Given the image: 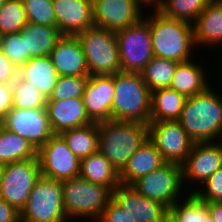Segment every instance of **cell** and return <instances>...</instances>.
<instances>
[{"instance_id": "cell-1", "label": "cell", "mask_w": 222, "mask_h": 222, "mask_svg": "<svg viewBox=\"0 0 222 222\" xmlns=\"http://www.w3.org/2000/svg\"><path fill=\"white\" fill-rule=\"evenodd\" d=\"M212 87L187 98L178 120L195 143L222 141V95Z\"/></svg>"}, {"instance_id": "cell-2", "label": "cell", "mask_w": 222, "mask_h": 222, "mask_svg": "<svg viewBox=\"0 0 222 222\" xmlns=\"http://www.w3.org/2000/svg\"><path fill=\"white\" fill-rule=\"evenodd\" d=\"M150 10L153 13L146 12L150 16L143 18L150 24L154 56L177 62L191 60L196 47L193 24L165 17L154 7Z\"/></svg>"}, {"instance_id": "cell-3", "label": "cell", "mask_w": 222, "mask_h": 222, "mask_svg": "<svg viewBox=\"0 0 222 222\" xmlns=\"http://www.w3.org/2000/svg\"><path fill=\"white\" fill-rule=\"evenodd\" d=\"M98 151L120 173L130 157L148 140V125L138 122L98 123Z\"/></svg>"}, {"instance_id": "cell-4", "label": "cell", "mask_w": 222, "mask_h": 222, "mask_svg": "<svg viewBox=\"0 0 222 222\" xmlns=\"http://www.w3.org/2000/svg\"><path fill=\"white\" fill-rule=\"evenodd\" d=\"M114 87L111 120L148 125L151 112V91L141 73L120 71L114 74Z\"/></svg>"}, {"instance_id": "cell-5", "label": "cell", "mask_w": 222, "mask_h": 222, "mask_svg": "<svg viewBox=\"0 0 222 222\" xmlns=\"http://www.w3.org/2000/svg\"><path fill=\"white\" fill-rule=\"evenodd\" d=\"M62 195L63 209L70 222L85 217L84 220L96 222L112 198V191L78 176L62 181Z\"/></svg>"}, {"instance_id": "cell-6", "label": "cell", "mask_w": 222, "mask_h": 222, "mask_svg": "<svg viewBox=\"0 0 222 222\" xmlns=\"http://www.w3.org/2000/svg\"><path fill=\"white\" fill-rule=\"evenodd\" d=\"M86 57L89 76L121 71L119 45L114 31L93 25L76 35Z\"/></svg>"}, {"instance_id": "cell-7", "label": "cell", "mask_w": 222, "mask_h": 222, "mask_svg": "<svg viewBox=\"0 0 222 222\" xmlns=\"http://www.w3.org/2000/svg\"><path fill=\"white\" fill-rule=\"evenodd\" d=\"M20 222H69L63 209L62 181L41 176L20 213Z\"/></svg>"}, {"instance_id": "cell-8", "label": "cell", "mask_w": 222, "mask_h": 222, "mask_svg": "<svg viewBox=\"0 0 222 222\" xmlns=\"http://www.w3.org/2000/svg\"><path fill=\"white\" fill-rule=\"evenodd\" d=\"M131 185L142 196L158 201L167 208L189 193L182 195L184 192L182 166L170 162H165L147 175L139 177Z\"/></svg>"}, {"instance_id": "cell-9", "label": "cell", "mask_w": 222, "mask_h": 222, "mask_svg": "<svg viewBox=\"0 0 222 222\" xmlns=\"http://www.w3.org/2000/svg\"><path fill=\"white\" fill-rule=\"evenodd\" d=\"M115 34L119 45L121 71L141 73L154 57L150 24L142 18Z\"/></svg>"}, {"instance_id": "cell-10", "label": "cell", "mask_w": 222, "mask_h": 222, "mask_svg": "<svg viewBox=\"0 0 222 222\" xmlns=\"http://www.w3.org/2000/svg\"><path fill=\"white\" fill-rule=\"evenodd\" d=\"M40 177L41 169L38 159L5 164L0 198L21 213L28 202L31 190Z\"/></svg>"}, {"instance_id": "cell-11", "label": "cell", "mask_w": 222, "mask_h": 222, "mask_svg": "<svg viewBox=\"0 0 222 222\" xmlns=\"http://www.w3.org/2000/svg\"><path fill=\"white\" fill-rule=\"evenodd\" d=\"M41 176L64 181L80 174L81 160L60 134H54L37 152Z\"/></svg>"}, {"instance_id": "cell-12", "label": "cell", "mask_w": 222, "mask_h": 222, "mask_svg": "<svg viewBox=\"0 0 222 222\" xmlns=\"http://www.w3.org/2000/svg\"><path fill=\"white\" fill-rule=\"evenodd\" d=\"M148 139L165 162L179 165L185 162L195 143L178 120L149 122Z\"/></svg>"}, {"instance_id": "cell-13", "label": "cell", "mask_w": 222, "mask_h": 222, "mask_svg": "<svg viewBox=\"0 0 222 222\" xmlns=\"http://www.w3.org/2000/svg\"><path fill=\"white\" fill-rule=\"evenodd\" d=\"M1 125L25 138L37 151L54 135L46 108H13Z\"/></svg>"}, {"instance_id": "cell-14", "label": "cell", "mask_w": 222, "mask_h": 222, "mask_svg": "<svg viewBox=\"0 0 222 222\" xmlns=\"http://www.w3.org/2000/svg\"><path fill=\"white\" fill-rule=\"evenodd\" d=\"M146 6L141 0H92L94 24L117 32L139 22Z\"/></svg>"}, {"instance_id": "cell-15", "label": "cell", "mask_w": 222, "mask_h": 222, "mask_svg": "<svg viewBox=\"0 0 222 222\" xmlns=\"http://www.w3.org/2000/svg\"><path fill=\"white\" fill-rule=\"evenodd\" d=\"M181 166L184 186L187 182L202 186L213 173L222 168V141L194 143Z\"/></svg>"}, {"instance_id": "cell-16", "label": "cell", "mask_w": 222, "mask_h": 222, "mask_svg": "<svg viewBox=\"0 0 222 222\" xmlns=\"http://www.w3.org/2000/svg\"><path fill=\"white\" fill-rule=\"evenodd\" d=\"M112 197L136 222H166L168 208L162 203L142 196L132 185L120 184Z\"/></svg>"}, {"instance_id": "cell-17", "label": "cell", "mask_w": 222, "mask_h": 222, "mask_svg": "<svg viewBox=\"0 0 222 222\" xmlns=\"http://www.w3.org/2000/svg\"><path fill=\"white\" fill-rule=\"evenodd\" d=\"M114 92V75L89 76L82 99L93 122L111 120Z\"/></svg>"}, {"instance_id": "cell-18", "label": "cell", "mask_w": 222, "mask_h": 222, "mask_svg": "<svg viewBox=\"0 0 222 222\" xmlns=\"http://www.w3.org/2000/svg\"><path fill=\"white\" fill-rule=\"evenodd\" d=\"M56 27L62 35L76 36L94 24L92 0H53Z\"/></svg>"}, {"instance_id": "cell-19", "label": "cell", "mask_w": 222, "mask_h": 222, "mask_svg": "<svg viewBox=\"0 0 222 222\" xmlns=\"http://www.w3.org/2000/svg\"><path fill=\"white\" fill-rule=\"evenodd\" d=\"M46 110L53 134L91 124L82 98L47 100Z\"/></svg>"}, {"instance_id": "cell-20", "label": "cell", "mask_w": 222, "mask_h": 222, "mask_svg": "<svg viewBox=\"0 0 222 222\" xmlns=\"http://www.w3.org/2000/svg\"><path fill=\"white\" fill-rule=\"evenodd\" d=\"M50 57L59 76H89L86 57L76 36L62 35Z\"/></svg>"}, {"instance_id": "cell-21", "label": "cell", "mask_w": 222, "mask_h": 222, "mask_svg": "<svg viewBox=\"0 0 222 222\" xmlns=\"http://www.w3.org/2000/svg\"><path fill=\"white\" fill-rule=\"evenodd\" d=\"M193 26L197 50L199 45H222V0H210Z\"/></svg>"}, {"instance_id": "cell-22", "label": "cell", "mask_w": 222, "mask_h": 222, "mask_svg": "<svg viewBox=\"0 0 222 222\" xmlns=\"http://www.w3.org/2000/svg\"><path fill=\"white\" fill-rule=\"evenodd\" d=\"M165 163L161 153L148 139L128 160L119 173L120 184L131 185L139 177L147 175Z\"/></svg>"}, {"instance_id": "cell-23", "label": "cell", "mask_w": 222, "mask_h": 222, "mask_svg": "<svg viewBox=\"0 0 222 222\" xmlns=\"http://www.w3.org/2000/svg\"><path fill=\"white\" fill-rule=\"evenodd\" d=\"M191 59L185 62H179L176 67L174 77L171 80L169 88L174 89L186 98L193 97L197 93L204 91L211 82L206 76V70L202 66Z\"/></svg>"}, {"instance_id": "cell-24", "label": "cell", "mask_w": 222, "mask_h": 222, "mask_svg": "<svg viewBox=\"0 0 222 222\" xmlns=\"http://www.w3.org/2000/svg\"><path fill=\"white\" fill-rule=\"evenodd\" d=\"M19 76L36 87L46 99L59 77L50 56L32 57L19 68Z\"/></svg>"}, {"instance_id": "cell-25", "label": "cell", "mask_w": 222, "mask_h": 222, "mask_svg": "<svg viewBox=\"0 0 222 222\" xmlns=\"http://www.w3.org/2000/svg\"><path fill=\"white\" fill-rule=\"evenodd\" d=\"M25 37V63L32 57L50 56L62 34L57 27L27 22L19 32Z\"/></svg>"}, {"instance_id": "cell-26", "label": "cell", "mask_w": 222, "mask_h": 222, "mask_svg": "<svg viewBox=\"0 0 222 222\" xmlns=\"http://www.w3.org/2000/svg\"><path fill=\"white\" fill-rule=\"evenodd\" d=\"M79 176L112 192L120 185L119 173L99 151L81 160Z\"/></svg>"}, {"instance_id": "cell-27", "label": "cell", "mask_w": 222, "mask_h": 222, "mask_svg": "<svg viewBox=\"0 0 222 222\" xmlns=\"http://www.w3.org/2000/svg\"><path fill=\"white\" fill-rule=\"evenodd\" d=\"M186 99L169 87L152 91L150 122L179 120Z\"/></svg>"}, {"instance_id": "cell-28", "label": "cell", "mask_w": 222, "mask_h": 222, "mask_svg": "<svg viewBox=\"0 0 222 222\" xmlns=\"http://www.w3.org/2000/svg\"><path fill=\"white\" fill-rule=\"evenodd\" d=\"M37 152L25 138L0 125V164L38 159Z\"/></svg>"}, {"instance_id": "cell-29", "label": "cell", "mask_w": 222, "mask_h": 222, "mask_svg": "<svg viewBox=\"0 0 222 222\" xmlns=\"http://www.w3.org/2000/svg\"><path fill=\"white\" fill-rule=\"evenodd\" d=\"M60 135L80 160L98 151L99 126L96 122L67 130Z\"/></svg>"}, {"instance_id": "cell-30", "label": "cell", "mask_w": 222, "mask_h": 222, "mask_svg": "<svg viewBox=\"0 0 222 222\" xmlns=\"http://www.w3.org/2000/svg\"><path fill=\"white\" fill-rule=\"evenodd\" d=\"M209 215V203L200 200L194 193L187 194L168 208L169 222H204Z\"/></svg>"}, {"instance_id": "cell-31", "label": "cell", "mask_w": 222, "mask_h": 222, "mask_svg": "<svg viewBox=\"0 0 222 222\" xmlns=\"http://www.w3.org/2000/svg\"><path fill=\"white\" fill-rule=\"evenodd\" d=\"M210 0H158L154 8L165 17L194 24Z\"/></svg>"}, {"instance_id": "cell-32", "label": "cell", "mask_w": 222, "mask_h": 222, "mask_svg": "<svg viewBox=\"0 0 222 222\" xmlns=\"http://www.w3.org/2000/svg\"><path fill=\"white\" fill-rule=\"evenodd\" d=\"M179 62L154 56L141 75L149 90L168 88Z\"/></svg>"}, {"instance_id": "cell-33", "label": "cell", "mask_w": 222, "mask_h": 222, "mask_svg": "<svg viewBox=\"0 0 222 222\" xmlns=\"http://www.w3.org/2000/svg\"><path fill=\"white\" fill-rule=\"evenodd\" d=\"M12 98L13 108H46L47 99L43 94L20 76L12 83Z\"/></svg>"}, {"instance_id": "cell-34", "label": "cell", "mask_w": 222, "mask_h": 222, "mask_svg": "<svg viewBox=\"0 0 222 222\" xmlns=\"http://www.w3.org/2000/svg\"><path fill=\"white\" fill-rule=\"evenodd\" d=\"M27 22L23 0H7L0 9V31L4 35L19 33Z\"/></svg>"}, {"instance_id": "cell-35", "label": "cell", "mask_w": 222, "mask_h": 222, "mask_svg": "<svg viewBox=\"0 0 222 222\" xmlns=\"http://www.w3.org/2000/svg\"><path fill=\"white\" fill-rule=\"evenodd\" d=\"M89 76H59L56 86L47 100L82 98Z\"/></svg>"}, {"instance_id": "cell-36", "label": "cell", "mask_w": 222, "mask_h": 222, "mask_svg": "<svg viewBox=\"0 0 222 222\" xmlns=\"http://www.w3.org/2000/svg\"><path fill=\"white\" fill-rule=\"evenodd\" d=\"M28 22L56 27L53 0H23Z\"/></svg>"}, {"instance_id": "cell-37", "label": "cell", "mask_w": 222, "mask_h": 222, "mask_svg": "<svg viewBox=\"0 0 222 222\" xmlns=\"http://www.w3.org/2000/svg\"><path fill=\"white\" fill-rule=\"evenodd\" d=\"M195 189L191 187L190 193H194L200 200L210 202L222 201V168L212 174L203 184ZM202 187V188H201ZM195 189V190H194Z\"/></svg>"}, {"instance_id": "cell-38", "label": "cell", "mask_w": 222, "mask_h": 222, "mask_svg": "<svg viewBox=\"0 0 222 222\" xmlns=\"http://www.w3.org/2000/svg\"><path fill=\"white\" fill-rule=\"evenodd\" d=\"M1 51L20 68L25 63V37L19 33L4 35Z\"/></svg>"}, {"instance_id": "cell-39", "label": "cell", "mask_w": 222, "mask_h": 222, "mask_svg": "<svg viewBox=\"0 0 222 222\" xmlns=\"http://www.w3.org/2000/svg\"><path fill=\"white\" fill-rule=\"evenodd\" d=\"M96 222H136L112 197Z\"/></svg>"}, {"instance_id": "cell-40", "label": "cell", "mask_w": 222, "mask_h": 222, "mask_svg": "<svg viewBox=\"0 0 222 222\" xmlns=\"http://www.w3.org/2000/svg\"><path fill=\"white\" fill-rule=\"evenodd\" d=\"M19 76V68L0 50V83L12 84Z\"/></svg>"}, {"instance_id": "cell-41", "label": "cell", "mask_w": 222, "mask_h": 222, "mask_svg": "<svg viewBox=\"0 0 222 222\" xmlns=\"http://www.w3.org/2000/svg\"><path fill=\"white\" fill-rule=\"evenodd\" d=\"M13 109L12 84L0 83V125Z\"/></svg>"}, {"instance_id": "cell-42", "label": "cell", "mask_w": 222, "mask_h": 222, "mask_svg": "<svg viewBox=\"0 0 222 222\" xmlns=\"http://www.w3.org/2000/svg\"><path fill=\"white\" fill-rule=\"evenodd\" d=\"M0 222H20V212L1 198Z\"/></svg>"}, {"instance_id": "cell-43", "label": "cell", "mask_w": 222, "mask_h": 222, "mask_svg": "<svg viewBox=\"0 0 222 222\" xmlns=\"http://www.w3.org/2000/svg\"><path fill=\"white\" fill-rule=\"evenodd\" d=\"M209 213L215 222H222V205L220 202H210Z\"/></svg>"}, {"instance_id": "cell-44", "label": "cell", "mask_w": 222, "mask_h": 222, "mask_svg": "<svg viewBox=\"0 0 222 222\" xmlns=\"http://www.w3.org/2000/svg\"><path fill=\"white\" fill-rule=\"evenodd\" d=\"M142 2H144L147 7H154L157 4L158 0H141Z\"/></svg>"}, {"instance_id": "cell-45", "label": "cell", "mask_w": 222, "mask_h": 222, "mask_svg": "<svg viewBox=\"0 0 222 222\" xmlns=\"http://www.w3.org/2000/svg\"><path fill=\"white\" fill-rule=\"evenodd\" d=\"M3 173H4V165L0 164V187L3 180Z\"/></svg>"}, {"instance_id": "cell-46", "label": "cell", "mask_w": 222, "mask_h": 222, "mask_svg": "<svg viewBox=\"0 0 222 222\" xmlns=\"http://www.w3.org/2000/svg\"><path fill=\"white\" fill-rule=\"evenodd\" d=\"M3 37H4V34L0 31V50L2 47V43H3Z\"/></svg>"}, {"instance_id": "cell-47", "label": "cell", "mask_w": 222, "mask_h": 222, "mask_svg": "<svg viewBox=\"0 0 222 222\" xmlns=\"http://www.w3.org/2000/svg\"><path fill=\"white\" fill-rule=\"evenodd\" d=\"M204 222H215V220H213L212 216L209 215V216L207 217V220H204Z\"/></svg>"}, {"instance_id": "cell-48", "label": "cell", "mask_w": 222, "mask_h": 222, "mask_svg": "<svg viewBox=\"0 0 222 222\" xmlns=\"http://www.w3.org/2000/svg\"><path fill=\"white\" fill-rule=\"evenodd\" d=\"M7 0H0V9L3 7V5L6 3Z\"/></svg>"}]
</instances>
